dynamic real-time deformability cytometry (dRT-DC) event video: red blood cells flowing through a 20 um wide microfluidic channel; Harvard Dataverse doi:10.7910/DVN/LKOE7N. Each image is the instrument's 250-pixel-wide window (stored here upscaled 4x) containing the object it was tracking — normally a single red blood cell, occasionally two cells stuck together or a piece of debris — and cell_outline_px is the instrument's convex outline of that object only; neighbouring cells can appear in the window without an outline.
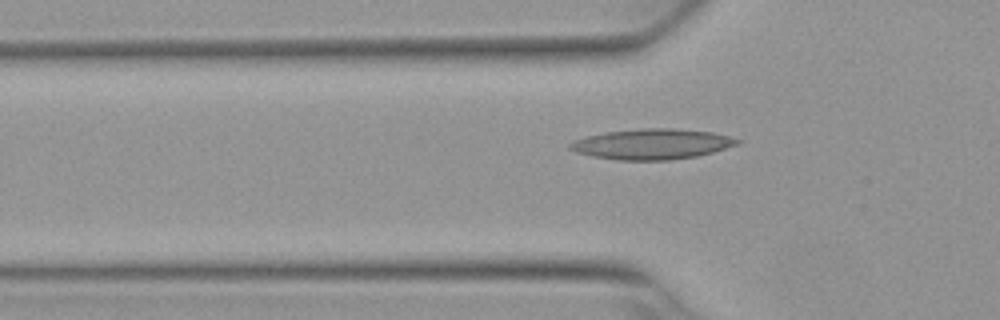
{"species": "Egyptian fruit bat (a non-hibernating species)", "species_latin": "Rousettus aegyptiacus", "temperature_condition": "warm", "stored_images_in_passage": 42, "camera_frame_rate_fps": 3000, "um_per_image_px": 0.085, "animal": {"sex": "female"}, "frame": {"image": 1, "passage_image": 11, "time_ms": 3.333, "image_size_px": [1000, 320], "cell_outline_px": [[740, 144], [712, 152], [696, 156], [668, 160], [616, 160], [592, 156], [576, 152], [568, 148], [568, 144], [572, 140], [604, 132], [640, 128], [672, 128], [712, 132], [728, 136], [740, 140]], "centroid_in_image_um": [55.38, 12.24], "position_along_channel_um": 70.4, "area_um2": 29.71}}
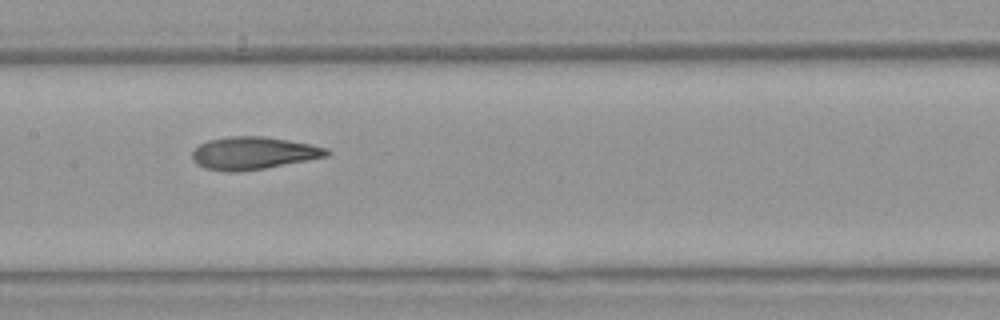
{"frame": {"image": 2, "passage_image": 20, "time_ms": 6.333, "image_size_px": [1000, 320], "cell_outline_px": [[332, 152], [328, 156], [264, 168], [232, 172], [228, 172], [204, 168], [196, 164], [192, 160], [192, 152], [200, 144], [208, 140], [228, 136], [264, 136], [312, 144], [328, 148]], "centroid_in_image_um": [21.53, 13.0], "position_along_channel_um": 185.9, "area_um2": 25.55}}
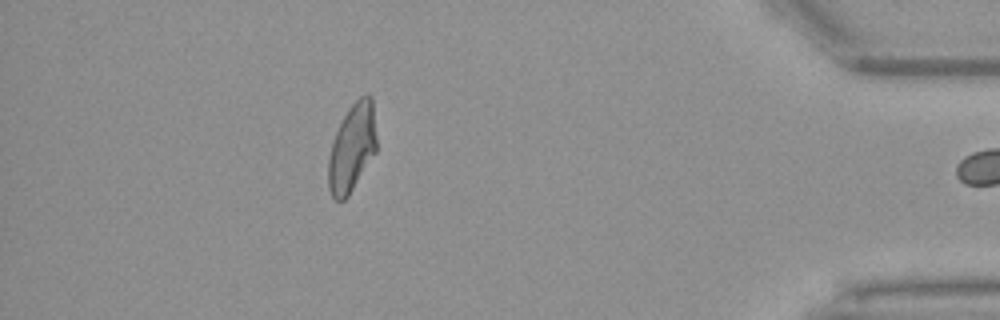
{"frame": {"image": 3, "passage_image": 41, "time_ms": 13.333, "image_size_px": [1000, 320], "cell_outline_px": [[376, 152], [348, 196], [344, 200], [336, 200], [332, 196], [328, 188], [328, 156], [332, 140], [348, 108], [364, 92], [368, 92], [372, 96], [376, 136]], "centroid_in_image_um": [29.92, 12.53], "position_along_channel_um": 405.3, "area_um2": 24.85}, "authors_computed_cell_mechanics": {"area_um2": 25.3453, "velocity_mm_per_s": 3.8363, "shape_relaxation_time_tau1_ms": 9.3083, "shape_relaxation_time_tau2_ms": 1.724, "deformation_change_tau1": 0.2705, "deformation_change_tau2": 0.0978}}